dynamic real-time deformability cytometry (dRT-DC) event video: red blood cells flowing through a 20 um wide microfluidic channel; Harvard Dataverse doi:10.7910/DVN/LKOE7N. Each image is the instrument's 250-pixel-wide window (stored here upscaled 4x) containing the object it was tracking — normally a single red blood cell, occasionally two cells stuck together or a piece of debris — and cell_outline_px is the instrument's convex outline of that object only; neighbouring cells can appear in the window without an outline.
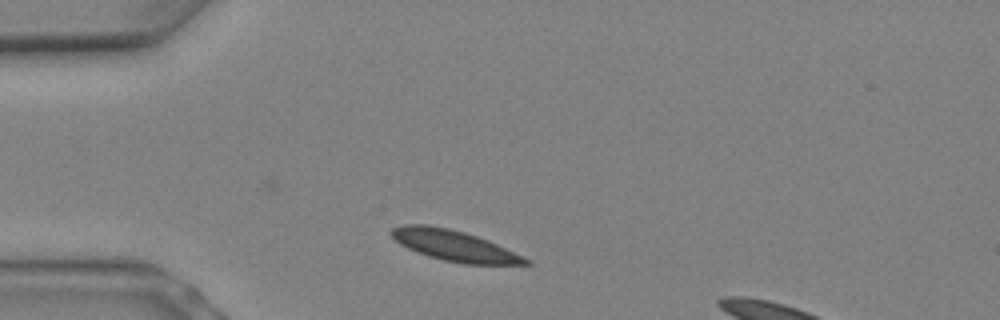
{"species": "Egyptian fruit bat (a non-hibernating species)", "species_latin": "Rousettus aegyptiacus", "temperature_condition": "warm", "stored_images_in_passage": 6, "camera_frame_rate_fps": 3000, "um_per_image_px": 0.085, "animal": {"sex": "female"}, "frame": {"image": 1, "passage_image": 1, "time_ms": 0.0, "image_size_px": [1000, 320], "cell_outline_px": [[532, 264], [464, 264], [444, 260], [428, 256], [416, 252], [400, 244], [388, 232], [392, 228], [404, 224], [428, 224], [448, 228], [464, 232], [488, 240], [532, 260]], "centroid_in_image_um": [38.6, 20.87], "position_along_channel_um": 46.4, "area_um2": 23.99}}
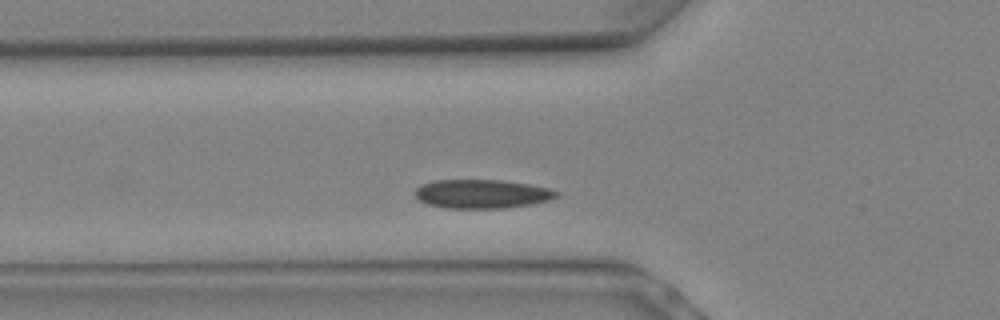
{"frame": {"image": 2, "passage_image": 3, "time_ms": 0.667, "image_size_px": [1000, 320], "cell_outline_px": [[560, 196], [548, 200], [532, 204], [508, 208], [444, 208], [428, 204], [420, 200], [416, 196], [416, 188], [420, 184], [436, 180], [500, 180], [528, 184], [552, 188], [560, 192]], "centroid_in_image_um": [41.01, 16.48], "position_along_channel_um": 84.8, "area_um2": 23.93}}